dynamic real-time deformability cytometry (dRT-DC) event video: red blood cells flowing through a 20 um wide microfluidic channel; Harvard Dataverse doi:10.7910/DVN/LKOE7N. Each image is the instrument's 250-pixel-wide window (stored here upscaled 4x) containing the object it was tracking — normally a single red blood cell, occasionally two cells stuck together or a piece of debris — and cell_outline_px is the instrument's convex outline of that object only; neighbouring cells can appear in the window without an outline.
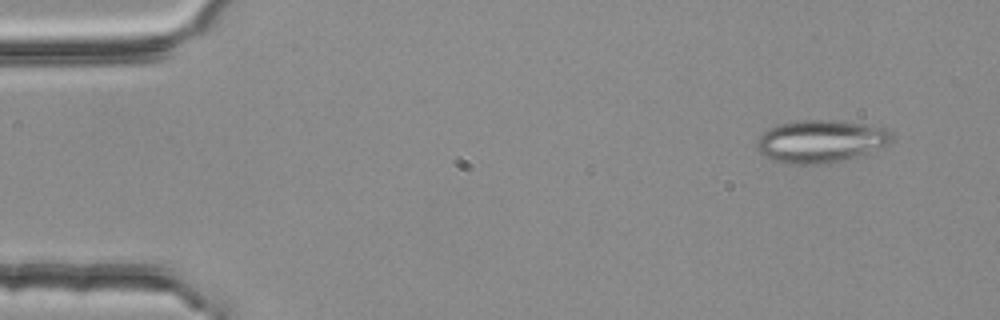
{"species": "common noctule bat (a hibernating species)", "species_latin": "Nyctalus noctula", "temperature_condition": "room temperature", "stored_images_in_passage": 3, "camera_frame_rate_fps": 3000, "um_per_image_px": 0.085, "animal": {"sex": "female", "body_mass_g": 25.1}, "frame": {"image": 1, "passage_image": 1, "time_ms": 0.0, "image_size_px": [1000, 320], "cell_outline_px": [[892, 140], [864, 156], [824, 164], [788, 164], [772, 160], [760, 152], [756, 148], [756, 140], [768, 128], [780, 124], [800, 120], [832, 120], [888, 128], [892, 132]], "centroid_in_image_um": [69.75, 12.02], "position_along_channel_um": 15.2, "area_um2": 33.58}}